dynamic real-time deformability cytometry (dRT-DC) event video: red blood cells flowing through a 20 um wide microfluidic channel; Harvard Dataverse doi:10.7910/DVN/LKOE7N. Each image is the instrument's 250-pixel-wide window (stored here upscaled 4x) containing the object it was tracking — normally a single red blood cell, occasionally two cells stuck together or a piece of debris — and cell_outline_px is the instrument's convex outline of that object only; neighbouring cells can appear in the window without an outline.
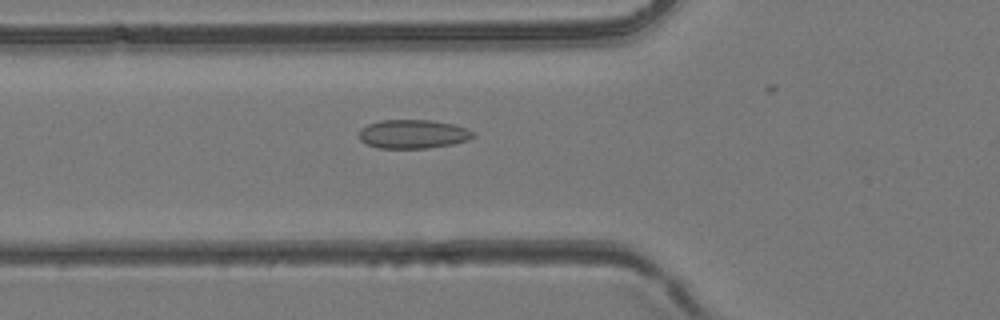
{"species": "common noctule bat (a hibernating species)", "species_latin": "Nyctalus noctula", "temperature_condition": "room temperature", "stored_images_in_passage": 35, "camera_frame_rate_fps": 3000, "um_per_image_px": 0.085, "animal": {"sex": "female", "body_mass_g": 24.6, "forearm_length_mm": 56.2}, "frame": {"image": 1, "passage_image": 16, "time_ms": 5.0, "image_size_px": [1000, 320], "cell_outline_px": [[476, 136], [468, 140], [452, 144], [428, 148], [380, 148], [368, 144], [360, 140], [360, 128], [368, 124], [380, 120], [432, 120], [452, 124], [468, 128], [476, 132]], "centroid_in_image_um": [35.15, 11.39], "position_along_channel_um": 90.6, "area_um2": 19.25}}
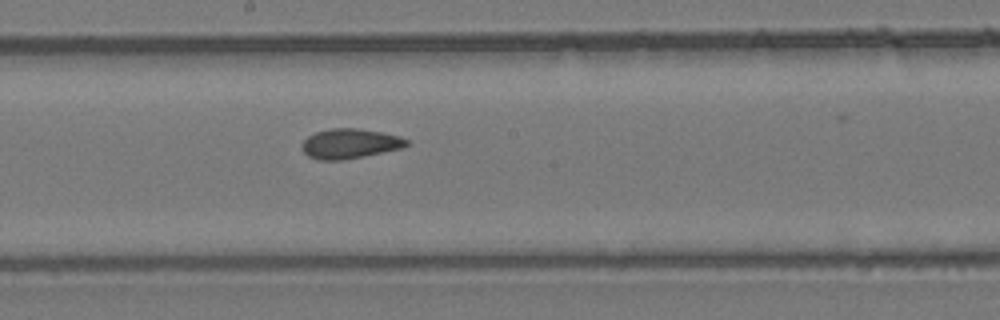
{"frame": {"image": 2, "passage_image": 24, "time_ms": 7.667, "image_size_px": [1000, 320], "cell_outline_px": [[408, 144], [404, 148], [364, 156], [340, 160], [316, 160], [308, 156], [300, 148], [300, 144], [308, 136], [316, 132], [332, 128], [356, 128], [380, 132], [400, 136], [408, 140]], "centroid_in_image_um": [29.71, 12.21], "position_along_channel_um": 218.5, "area_um2": 18.26}}
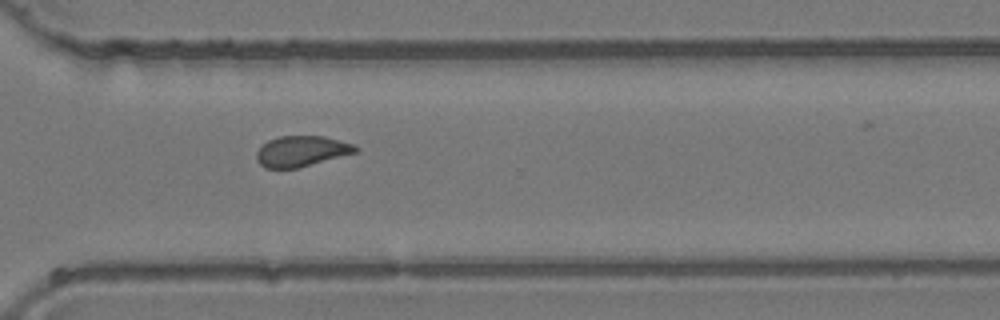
{"frame": {"image": 3, "passage_image": 32, "time_ms": 10.333, "image_size_px": [1000, 320], "cell_outline_px": [[360, 148], [356, 152], [296, 168], [264, 168], [256, 160], [256, 152], [268, 140], [280, 136], [324, 136], [352, 144]], "centroid_in_image_um": [25.59, 12.85], "position_along_channel_um": 345.0, "area_um2": 17.4}}